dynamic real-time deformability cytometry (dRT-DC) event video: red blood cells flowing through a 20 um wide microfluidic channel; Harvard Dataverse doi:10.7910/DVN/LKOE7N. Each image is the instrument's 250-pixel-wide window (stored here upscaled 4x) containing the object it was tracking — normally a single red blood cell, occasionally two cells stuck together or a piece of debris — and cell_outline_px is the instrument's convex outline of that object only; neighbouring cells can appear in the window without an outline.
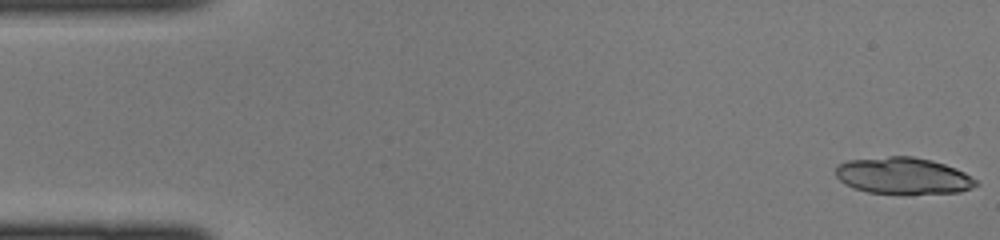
{"species": "common noctule bat (a hibernating species)", "species_latin": "Nyctalus noctula", "temperature_condition": "cold", "stored_images_in_passage": 44, "camera_frame_rate_fps": 3000, "um_per_image_px": 0.085, "animal": {"sex": "female", "body_mass_g": 22.0, "forearm_length_mm": 56.7}, "frame": {"image": 1, "passage_image": 1, "time_ms": 0.0, "image_size_px": [1000, 240], "cell_outline_px": [[980, 184], [972, 188], [960, 192], [912, 196], [900, 196], [868, 192], [852, 188], [844, 184], [836, 176], [836, 164], [848, 160], [888, 156], [912, 156], [932, 160], [956, 168], [964, 172], [976, 180]], "centroid_in_image_um": [76.77, 14.99], "position_along_channel_um": 8.2, "area_um2": 31.1}}
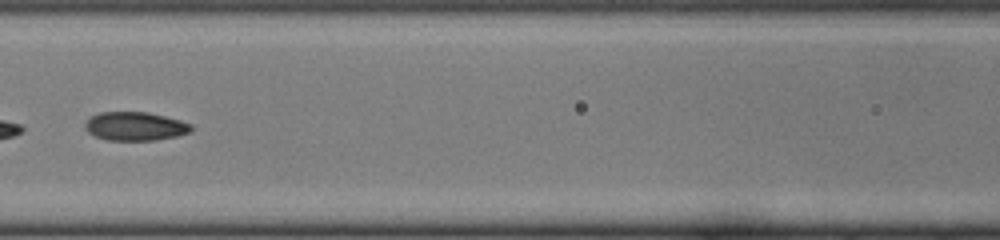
{"frame": {"image": 2, "passage_image": 20, "time_ms": 6.333, "image_size_px": [1000, 240], "cell_outline_px": [[192, 132], [176, 136], [156, 140], [108, 140], [96, 136], [88, 132], [84, 128], [84, 124], [88, 116], [100, 112], [148, 112], [180, 120], [192, 124]], "centroid_in_image_um": [11.47, 10.72], "position_along_channel_um": 155.1, "area_um2": 17.86}}
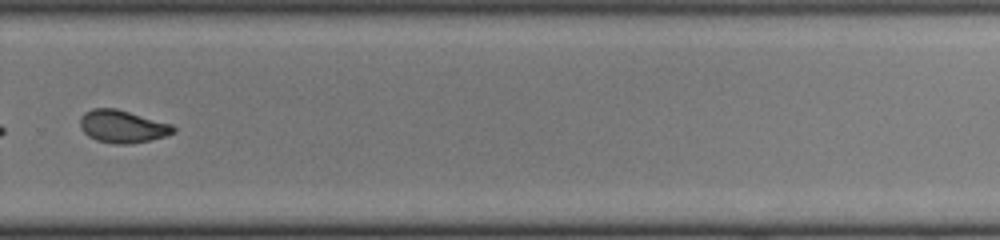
{"frame": {"image": 3, "passage_image": 31, "time_ms": 10.0, "image_size_px": [1000, 240], "cell_outline_px": [[176, 132], [164, 136], [148, 140], [128, 144], [116, 144], [96, 140], [88, 136], [80, 128], [80, 116], [84, 112], [92, 108], [116, 108], [172, 124], [176, 128]], "centroid_in_image_um": [10.39, 10.74], "position_along_channel_um": 319.4, "area_um2": 17.74}}